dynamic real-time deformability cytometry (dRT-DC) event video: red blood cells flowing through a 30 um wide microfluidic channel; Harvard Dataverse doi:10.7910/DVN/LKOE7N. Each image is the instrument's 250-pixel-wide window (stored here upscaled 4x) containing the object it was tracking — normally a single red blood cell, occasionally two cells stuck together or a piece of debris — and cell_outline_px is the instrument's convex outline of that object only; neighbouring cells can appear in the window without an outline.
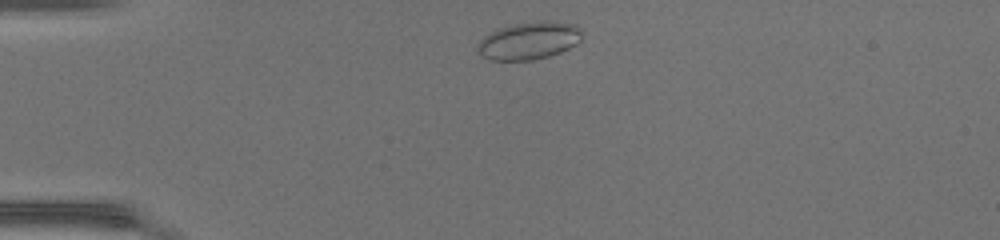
{"species": "common noctule bat (a hibernating species)", "species_latin": "Nyctalus noctula", "temperature_condition": "warm", "stored_images_in_passage": 38, "camera_frame_rate_fps": 3000, "um_per_image_px": 0.085, "animal": {"sex": "female", "body_mass_g": 17.0, "forearm_length_mm": 48.0}, "frame": {"image": 1, "passage_image": 2, "time_ms": 0.333, "image_size_px": [1000, 240], "cell_outline_px": [[580, 40], [576, 44], [560, 52], [548, 56], [532, 60], [488, 60], [476, 52], [476, 44], [484, 36], [500, 28], [516, 24], [540, 20], [576, 24], [580, 28]], "centroid_in_image_um": [44.92, 3.47], "position_along_channel_um": 40.1, "area_um2": 22.77}}
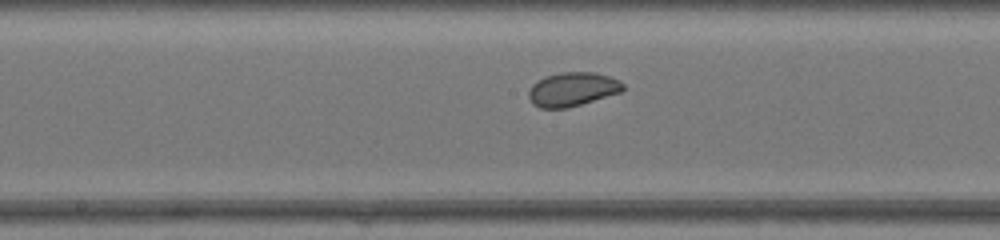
{"frame": {"image": 2, "passage_image": 16, "time_ms": 5.0, "image_size_px": [1000, 240], "cell_outline_px": [[624, 88], [620, 92], [568, 108], [540, 108], [532, 104], [528, 96], [528, 92], [532, 84], [536, 80], [544, 76], [560, 72], [592, 72], [608, 76], [620, 80], [624, 84]], "centroid_in_image_um": [48.62, 7.58], "position_along_channel_um": 199.6, "area_um2": 18.73}}
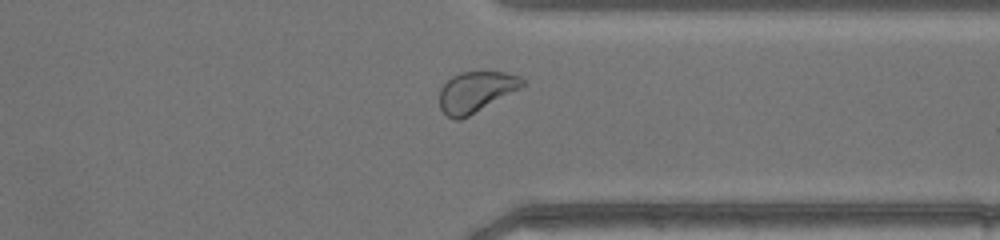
{"frame": {"image": 3, "passage_image": 28, "time_ms": 9.0, "image_size_px": [1000, 240], "cell_outline_px": [[524, 84], [468, 116], [460, 120], [456, 120], [448, 116], [440, 108], [440, 88], [452, 76], [460, 72], [504, 72], [520, 76], [524, 80]], "centroid_in_image_um": [40.39, 7.79], "position_along_channel_um": 371.0, "area_um2": 18.96}, "authors_computed_cell_mechanics": {"area_um2": 20.0277, "velocity_mm_per_s": 4.3048, "shape_relaxation_time_tau1_ms": 2.0902, "shape_relaxation_time_tau2_ms": 1.3259, "deformation_change_tau1": 0.0893, "deformation_change_tau2": 0.0491}}